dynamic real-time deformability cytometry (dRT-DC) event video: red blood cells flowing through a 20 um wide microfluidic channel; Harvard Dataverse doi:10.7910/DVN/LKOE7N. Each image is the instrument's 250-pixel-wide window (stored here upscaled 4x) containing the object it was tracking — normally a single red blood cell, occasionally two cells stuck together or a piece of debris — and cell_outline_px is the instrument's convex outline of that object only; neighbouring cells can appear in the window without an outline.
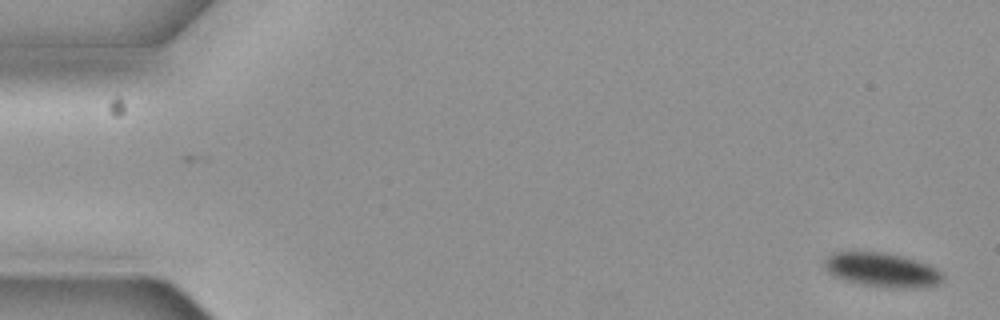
{"species": "common noctule bat (a hibernating species)", "species_latin": "Nyctalus noctula", "temperature_condition": "cold", "stored_images_in_passage": 2, "camera_frame_rate_fps": 3000, "um_per_image_px": 0.085, "animal": {"sex": "female", "body_mass_g": 19.3, "forearm_length_mm": 54.1}, "frame": {"image": 1, "passage_image": 2, "time_ms": 0.333, "image_size_px": [1000, 320], "cell_outline_px": [[944, 280], [936, 284], [924, 288], [896, 288], [860, 284], [844, 280], [832, 276], [824, 268], [824, 260], [832, 252], [880, 252], [900, 256], [916, 260], [928, 264], [936, 268], [944, 276]], "centroid_in_image_um": [74.96, 22.95], "position_along_channel_um": 10.0, "area_um2": 23.64}}